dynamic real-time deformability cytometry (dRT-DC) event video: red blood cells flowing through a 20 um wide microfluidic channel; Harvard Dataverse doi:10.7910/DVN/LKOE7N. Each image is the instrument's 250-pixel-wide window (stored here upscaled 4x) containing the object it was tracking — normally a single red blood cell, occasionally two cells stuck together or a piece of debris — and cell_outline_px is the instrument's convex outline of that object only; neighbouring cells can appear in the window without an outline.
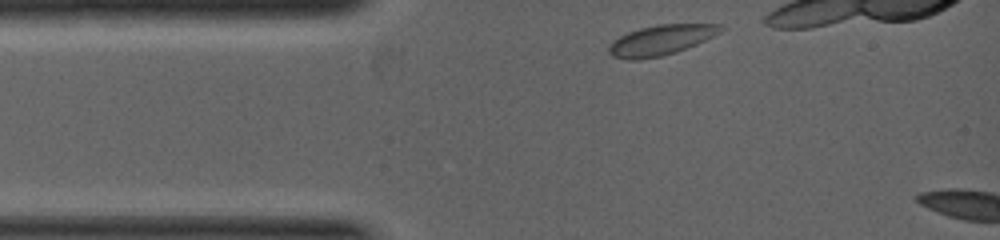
{"species": "common noctule bat (a hibernating species)", "species_latin": "Nyctalus noctula", "temperature_condition": "warm", "stored_images_in_passage": 2, "camera_frame_rate_fps": 5000, "um_per_image_px": 0.085, "animal": {"sex": "female", "body_mass_g": 19.0, "forearm_length_mm": 53.3}, "frame": {"image": 1, "passage_image": 1, "time_ms": 0.0, "image_size_px": [1000, 240], "cell_outline_px": [[728, 28], [696, 44], [676, 52], [660, 56], [636, 60], [628, 60], [612, 56], [608, 52], [608, 48], [612, 40], [628, 32], [640, 28], [656, 24], [724, 24]], "centroid_in_image_um": [56.18, 3.4], "position_along_channel_um": 28.8, "area_um2": 19.71}}